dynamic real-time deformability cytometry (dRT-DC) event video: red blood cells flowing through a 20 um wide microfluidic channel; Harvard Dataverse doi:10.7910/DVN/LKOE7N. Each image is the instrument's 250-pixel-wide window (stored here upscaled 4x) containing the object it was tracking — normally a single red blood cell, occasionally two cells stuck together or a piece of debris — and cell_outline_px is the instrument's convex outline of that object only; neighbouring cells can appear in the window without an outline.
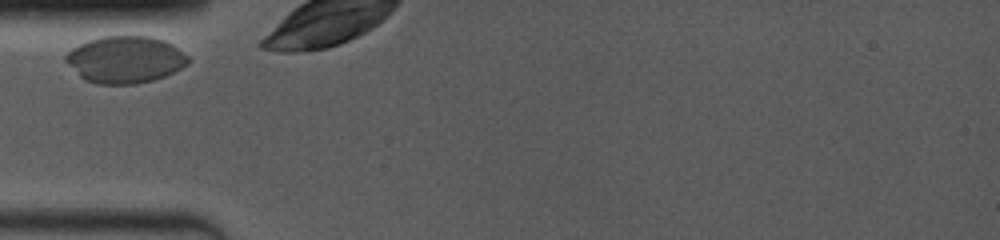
{"species": "common noctule bat (a hibernating species)", "species_latin": "Nyctalus noctula", "temperature_condition": "room temperature", "stored_images_in_passage": 3, "camera_frame_rate_fps": 4000, "um_per_image_px": 0.085, "animal": {"sex": "female", "body_mass_g": 19.0, "forearm_length_mm": 53.3}, "frame": {"image": 1, "passage_image": 1, "time_ms": 0.0, "image_size_px": [1000, 240], "cell_outline_px": [[192, 60], [188, 64], [164, 76], [152, 80], [136, 84], [100, 84], [84, 80], [64, 60], [64, 56], [72, 48], [88, 40], [100, 36], [152, 36], [164, 40], [172, 44], [192, 56]], "centroid_in_image_um": [10.67, 5.05], "position_along_channel_um": 74.3, "area_um2": 33.76}}